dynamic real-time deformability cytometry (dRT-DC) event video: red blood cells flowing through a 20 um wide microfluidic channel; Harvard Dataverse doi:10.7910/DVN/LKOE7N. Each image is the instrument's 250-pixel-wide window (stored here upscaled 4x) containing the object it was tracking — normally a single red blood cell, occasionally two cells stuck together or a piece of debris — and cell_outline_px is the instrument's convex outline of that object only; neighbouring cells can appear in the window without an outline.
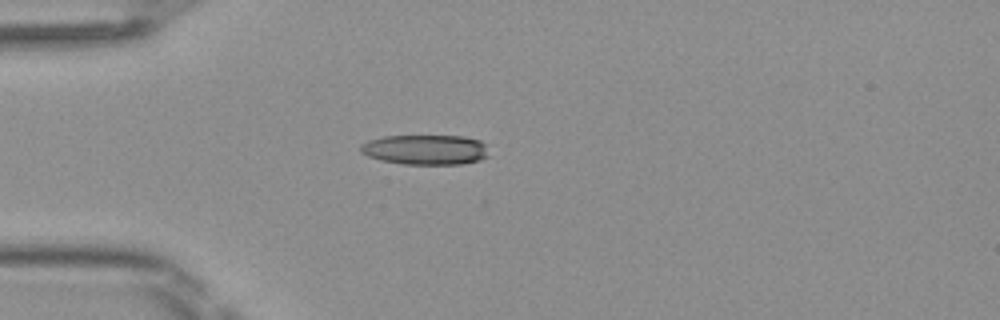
{"species": "Egyptian fruit bat (a non-hibernating species)", "species_latin": "Rousettus aegyptiacus", "temperature_condition": "room temperature", "stored_images_in_passage": 37, "camera_frame_rate_fps": 3000, "um_per_image_px": 0.085, "frame": {"image": 1, "passage_image": 1, "time_ms": 0.0, "image_size_px": [1000, 320], "cell_outline_px": [[488, 156], [480, 160], [460, 164], [404, 164], [380, 160], [368, 156], [360, 152], [360, 144], [368, 140], [384, 136], [464, 136], [480, 140], [488, 144]], "centroid_in_image_um": [36.18, 12.72], "position_along_channel_um": 48.8, "area_um2": 22.66}}
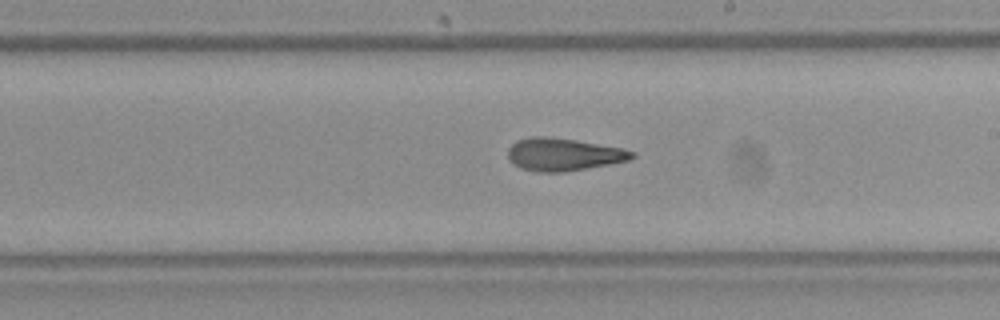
{"frame": {"image": 2, "passage_image": 16, "time_ms": 5.0, "image_size_px": [1000, 320], "cell_outline_px": [[636, 156], [628, 160], [608, 164], [564, 172], [536, 172], [520, 168], [512, 164], [508, 160], [508, 148], [516, 140], [528, 136], [552, 136], [624, 148], [636, 152]], "centroid_in_image_um": [47.85, 13.11], "position_along_channel_um": 241.1, "area_um2": 23.93}}
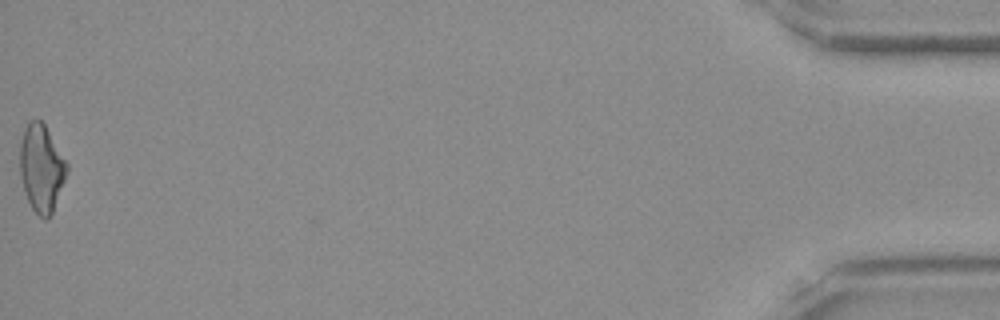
{"frame": {"image": 3, "passage_image": 37, "time_ms": 12.0, "image_size_px": [1000, 320], "cell_outline_px": [[68, 168], [64, 180], [52, 212], [48, 220], [44, 220], [32, 208], [28, 200], [20, 176], [20, 144], [28, 120], [40, 120], [44, 124], [68, 164]], "centroid_in_image_um": [3.51, 14.29], "position_along_channel_um": 431.7, "area_um2": 23.41}, "authors_computed_cell_mechanics": {"area_um2": 23.4668, "velocity_mm_per_s": 4.1308, "shape_relaxation_time_tau1_ms": 7.0326, "shape_relaxation_time_tau2_ms": 3.0253, "deformation_change_tau1": 0.2118, "deformation_change_tau2": 0.1254}}